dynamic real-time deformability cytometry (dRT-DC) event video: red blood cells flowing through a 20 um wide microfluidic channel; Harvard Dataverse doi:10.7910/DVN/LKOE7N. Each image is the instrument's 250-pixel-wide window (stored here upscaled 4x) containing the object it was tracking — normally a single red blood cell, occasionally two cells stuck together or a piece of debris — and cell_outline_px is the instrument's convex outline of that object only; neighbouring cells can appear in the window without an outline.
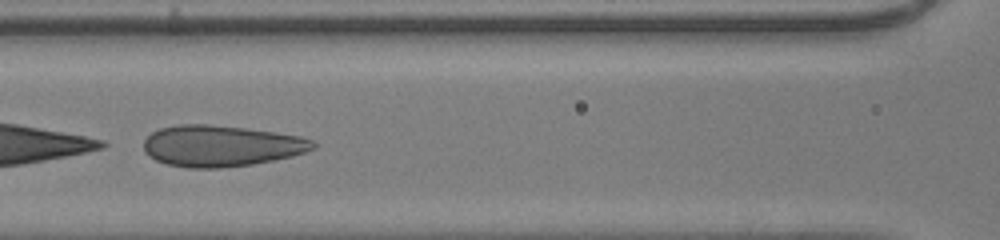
{"species": "human", "species_latin": "Homo sapiens", "temperature_condition": "room temperature", "stored_images_in_passage": 33, "camera_frame_rate_fps": 3000, "um_per_image_px": 0.085, "donor": {"sex": "male"}, "frame": {"image": 1, "passage_image": 9, "time_ms": 2.667, "image_size_px": [1000, 240], "cell_outline_px": [[316, 148], [292, 156], [252, 164], [220, 168], [188, 168], [168, 164], [156, 160], [148, 156], [144, 152], [144, 140], [152, 132], [160, 128], [176, 124], [208, 124], [244, 128], [300, 136], [316, 140]], "centroid_in_image_um": [18.78, 12.4], "position_along_channel_um": 147.8, "area_um2": 40.69}}
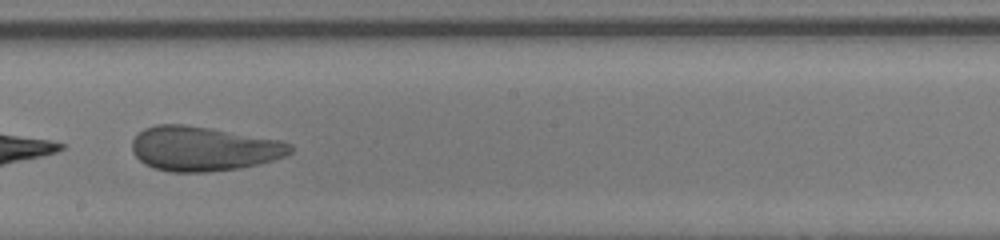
{"frame": {"image": 2, "passage_image": 15, "time_ms": 4.667, "image_size_px": [1000, 240], "cell_outline_px": [[292, 152], [284, 156], [272, 160], [240, 168], [204, 172], [172, 172], [152, 168], [144, 164], [132, 152], [132, 140], [144, 128], [156, 124], [184, 124], [280, 140], [292, 144]], "centroid_in_image_um": [17.26, 12.64], "position_along_channel_um": 230.9, "area_um2": 40.86}}
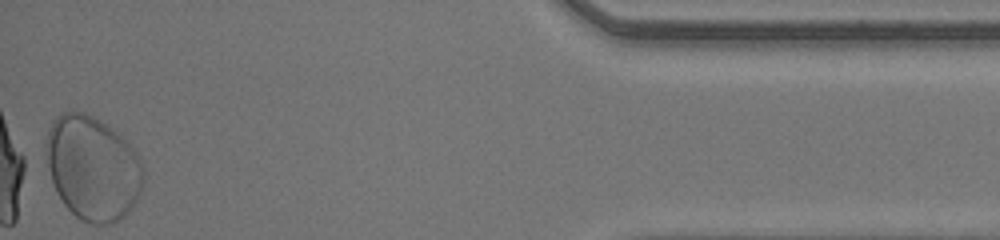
{"frame": {"image": 3, "passage_image": 33, "time_ms": 10.667, "image_size_px": [1000, 240], "cell_outline_px": [[144, 180], [140, 192], [136, 200], [112, 224], [92, 224], [76, 216], [64, 204], [56, 192], [52, 184], [44, 152], [44, 148], [48, 128], [56, 116], [60, 112], [84, 112], [100, 120], [116, 132], [132, 148], [140, 160], [144, 168]], "centroid_in_image_um": [7.82, 14.25], "position_along_channel_um": 427.4, "area_um2": 58.84}, "authors_computed_cell_mechanics": {"area_um2": 42.4252, "velocity_mm_per_s": 4.1649, "shape_relaxation_time_tau1_ms": 0.4679, "shape_relaxation_time_tau2_ms": null, "deformation_change_tau1": 0.267, "deformation_change_tau2": null}}